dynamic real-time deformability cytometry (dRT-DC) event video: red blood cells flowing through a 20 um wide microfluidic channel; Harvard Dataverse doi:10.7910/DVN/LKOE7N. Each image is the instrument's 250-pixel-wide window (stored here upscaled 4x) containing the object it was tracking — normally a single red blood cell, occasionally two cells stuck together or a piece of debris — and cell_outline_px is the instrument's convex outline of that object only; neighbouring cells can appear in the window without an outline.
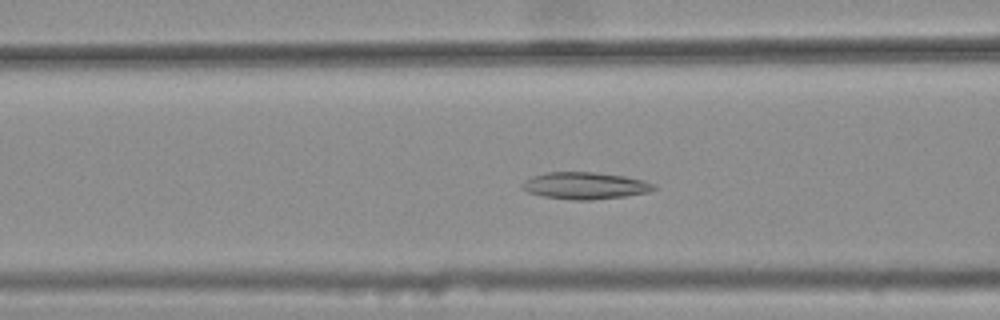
{"species": "common noctule bat (a hibernating species)", "species_latin": "Nyctalus noctula", "temperature_condition": "warm", "stored_images_in_passage": 29, "camera_frame_rate_fps": 3000, "um_per_image_px": 0.085, "animal": {"sex": "female", "body_mass_g": 25.1}, "frame": {"image": 1, "passage_image": 6, "time_ms": 1.667, "image_size_px": [1000, 320], "cell_outline_px": [[656, 188], [648, 192], [624, 196], [592, 200], [572, 200], [544, 196], [528, 192], [520, 184], [532, 176], [548, 172], [592, 172], [624, 176], [644, 180], [652, 184]], "centroid_in_image_um": [49.72, 15.78], "position_along_channel_um": 116.9, "area_um2": 20.4}}
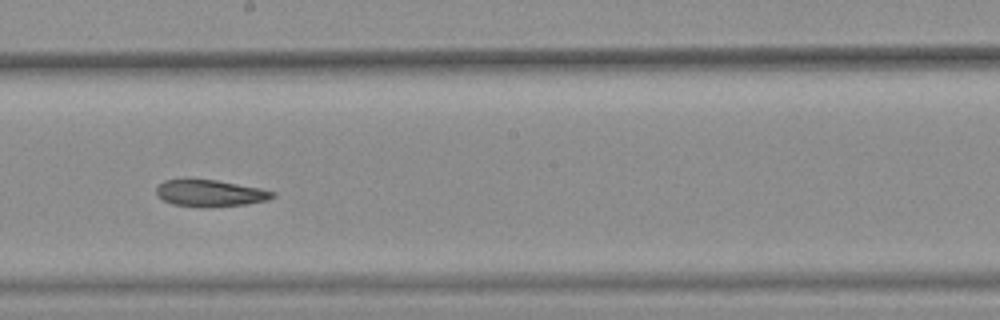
{"frame": {"image": 2, "passage_image": 15, "time_ms": 4.667, "image_size_px": [1000, 320], "cell_outline_px": [[276, 196], [268, 200], [244, 204], [208, 208], [172, 204], [156, 196], [156, 188], [164, 180], [216, 180], [260, 188], [276, 192]], "centroid_in_image_um": [17.88, 16.44], "position_along_channel_um": 230.3, "area_um2": 18.03}}
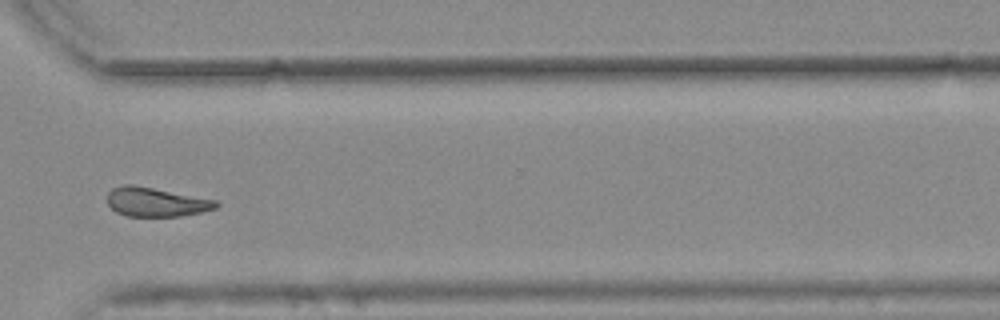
{"frame": {"image": 3, "passage_image": 25, "time_ms": 8.0, "image_size_px": [1000, 320], "cell_outline_px": [[220, 204], [216, 208], [200, 212], [180, 216], [128, 216], [116, 212], [108, 204], [108, 192], [112, 188], [124, 184], [132, 184], [216, 200]], "centroid_in_image_um": [13.24, 17.17], "position_along_channel_um": 357.4, "area_um2": 18.26}}